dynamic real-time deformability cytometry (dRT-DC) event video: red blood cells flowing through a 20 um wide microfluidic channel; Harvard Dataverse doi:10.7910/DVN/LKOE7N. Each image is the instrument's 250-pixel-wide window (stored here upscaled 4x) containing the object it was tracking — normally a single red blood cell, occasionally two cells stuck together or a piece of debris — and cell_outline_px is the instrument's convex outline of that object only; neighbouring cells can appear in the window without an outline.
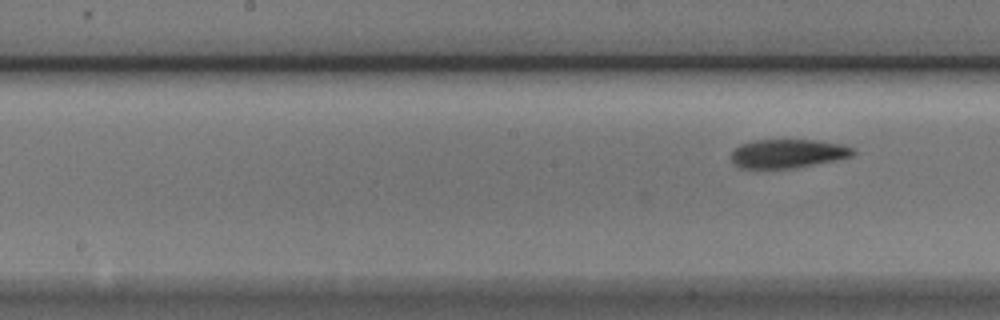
{"species": "Egyptian fruit bat (a non-hibernating species)", "species_latin": "Rousettus aegyptiacus", "temperature_condition": "cold", "stored_images_in_passage": 10, "segment_of_instrument_passage": [2, 2], "camera_frame_rate_fps": 3000, "um_per_image_px": 0.085, "animal": {"sex": "male"}, "frame": {"image": 1, "passage_image": 10, "time_ms": 3.0, "image_size_px": [1000, 320], "cell_outline_px": [[856, 152], [852, 156], [836, 160], [792, 168], [740, 168], [732, 164], [732, 152], [740, 144], [752, 140], [816, 140], [840, 144], [852, 148]], "centroid_in_image_um": [66.94, 13.05], "position_along_channel_um": 181.3, "area_um2": 20.35}}